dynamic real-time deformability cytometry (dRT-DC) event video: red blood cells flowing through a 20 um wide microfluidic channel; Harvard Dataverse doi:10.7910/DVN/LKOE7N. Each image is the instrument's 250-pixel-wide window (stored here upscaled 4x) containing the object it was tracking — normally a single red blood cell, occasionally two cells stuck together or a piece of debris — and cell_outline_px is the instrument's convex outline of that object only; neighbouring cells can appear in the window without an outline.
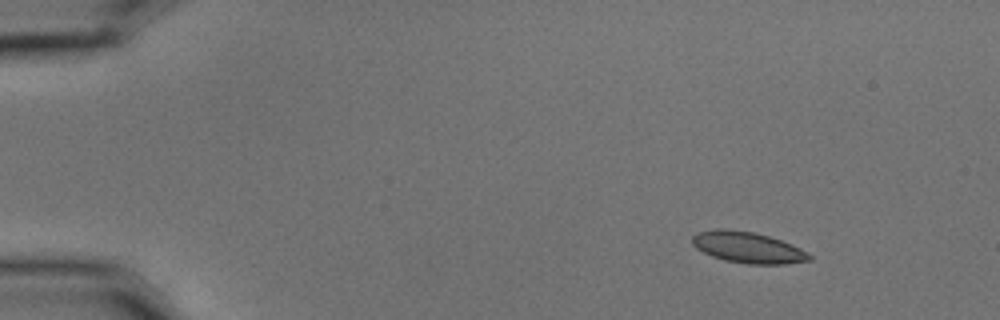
{"species": "common noctule bat (a hibernating species)", "species_latin": "Nyctalus noctula", "temperature_condition": "cold", "stored_images_in_passage": 4, "camera_frame_rate_fps": 3000, "um_per_image_px": 0.085, "animal": {"sex": "male", "body_mass_g": 15.6}, "frame": {"image": 1, "passage_image": 2, "time_ms": 0.333, "image_size_px": [1000, 320], "cell_outline_px": [[812, 260], [784, 264], [748, 264], [724, 260], [712, 256], [696, 248], [692, 244], [692, 236], [696, 232], [716, 228], [724, 228], [752, 232], [768, 236], [792, 244], [808, 252], [812, 256]], "centroid_in_image_um": [63.55, 21.03], "position_along_channel_um": 21.4, "area_um2": 21.33}}